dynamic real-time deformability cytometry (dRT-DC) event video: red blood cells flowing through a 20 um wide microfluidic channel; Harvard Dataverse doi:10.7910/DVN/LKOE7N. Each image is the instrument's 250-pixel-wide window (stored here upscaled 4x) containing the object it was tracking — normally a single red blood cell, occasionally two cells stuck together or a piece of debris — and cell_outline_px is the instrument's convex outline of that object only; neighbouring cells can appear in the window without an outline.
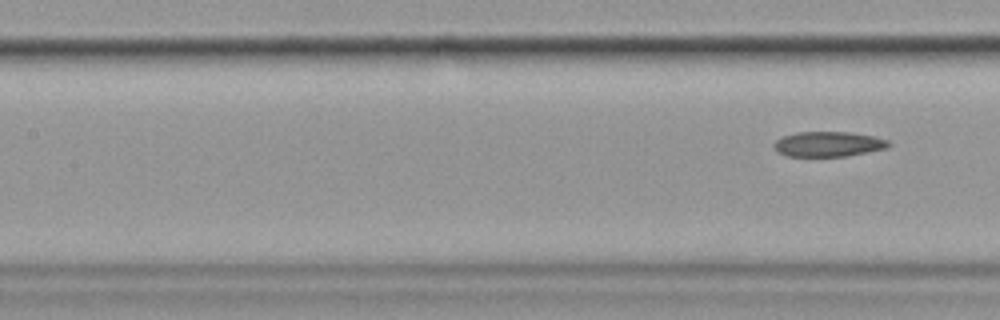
{"species": "common noctule bat (a hibernating species)", "species_latin": "Nyctalus noctula", "temperature_condition": "cold", "stored_images_in_passage": 9, "segment_of_instrument_passage": [2, 2], "camera_frame_rate_fps": 3000, "um_per_image_px": 0.085, "animal": {"sex": "female", "body_mass_g": 19.9}, "frame": {"image": 1, "passage_image": 9, "time_ms": 10.0, "image_size_px": [1000, 320], "cell_outline_px": [[892, 144], [888, 148], [848, 156], [788, 156], [776, 152], [772, 144], [780, 136], [796, 132], [848, 132], [872, 136], [888, 140]], "centroid_in_image_um": [70.38, 12.25], "position_along_channel_um": 137.0, "area_um2": 16.94}}